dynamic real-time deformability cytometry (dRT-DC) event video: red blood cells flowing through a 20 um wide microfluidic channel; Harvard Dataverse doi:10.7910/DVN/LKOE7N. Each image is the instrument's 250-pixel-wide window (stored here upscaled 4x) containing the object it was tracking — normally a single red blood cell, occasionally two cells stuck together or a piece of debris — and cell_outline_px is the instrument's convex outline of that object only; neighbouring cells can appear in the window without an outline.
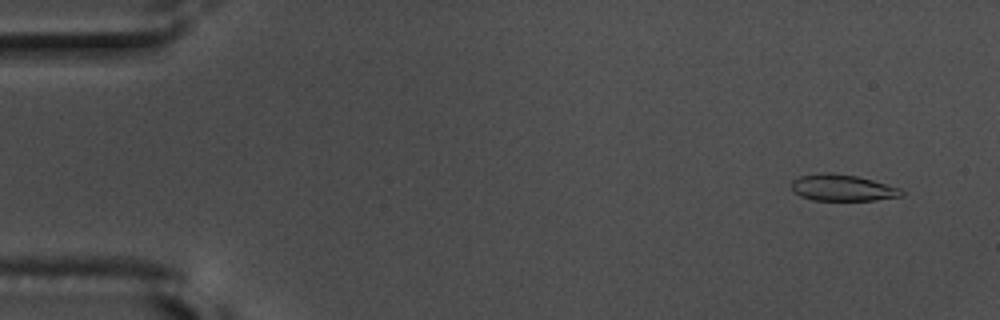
{"species": "common noctule bat (a hibernating species)", "species_latin": "Nyctalus noctula", "temperature_condition": "warm", "stored_images_in_passage": 55, "camera_frame_rate_fps": 3000, "um_per_image_px": 0.085, "animal": {"sex": "male", "body_mass_g": 17.5, "forearm_length_mm": 52.3}, "frame": {"image": 1, "passage_image": 3, "time_ms": 0.667, "image_size_px": [1000, 320], "cell_outline_px": [[904, 196], [876, 200], [812, 200], [800, 196], [792, 192], [792, 180], [800, 176], [824, 172], [832, 172], [856, 176], [872, 180], [900, 188], [904, 192]], "centroid_in_image_um": [71.6, 15.96], "position_along_channel_um": 13.4, "area_um2": 17.05}}
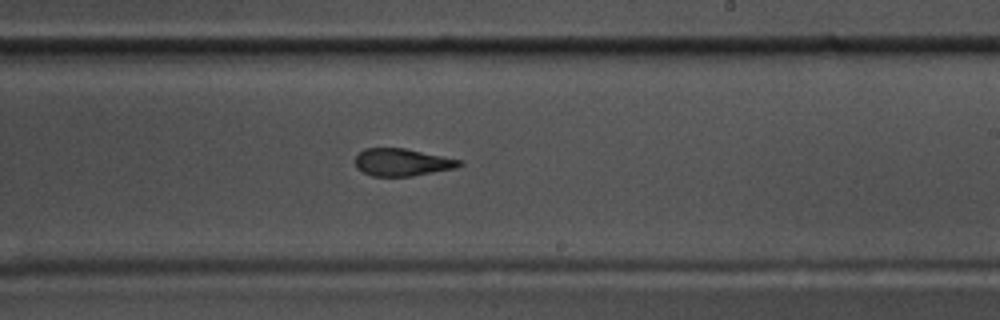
{"frame": {"image": 2, "passage_image": 33, "time_ms": 10.667, "image_size_px": [1000, 320], "cell_outline_px": [[464, 164], [456, 168], [412, 176], [372, 176], [356, 168], [356, 156], [364, 148], [404, 148], [460, 160]], "centroid_in_image_um": [34.17, 13.8], "position_along_channel_um": 254.8, "area_um2": 16.47}}
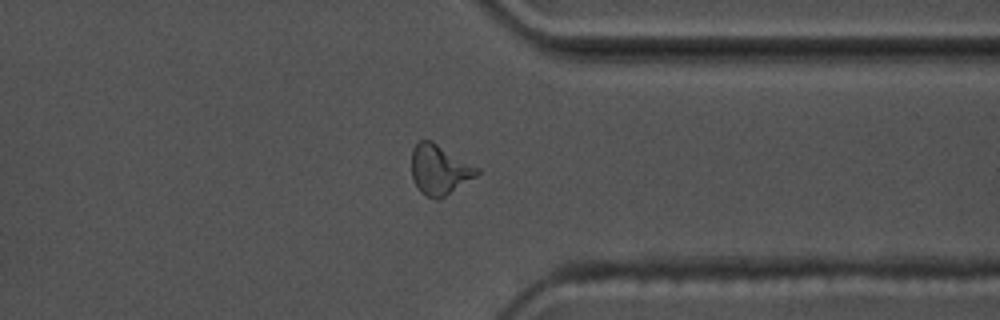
{"frame": {"image": 3, "passage_image": 43, "time_ms": 14.0, "image_size_px": [1000, 320], "cell_outline_px": [[480, 172], [476, 176], [444, 196], [436, 200], [420, 192], [412, 180], [412, 148], [420, 140], [432, 140], [480, 168]], "centroid_in_image_um": [37.34, 14.4], "position_along_channel_um": 374.1, "area_um2": 19.02}, "authors_computed_cell_mechanics": {"area_um2": 17.629, "velocity_mm_per_s": 3.6539, "shape_relaxation_time_tau1_ms": 4.6718, "shape_relaxation_time_tau2_ms": 2.5013, "deformation_change_tau1": 0.2107, "deformation_change_tau2": 0.0967}}